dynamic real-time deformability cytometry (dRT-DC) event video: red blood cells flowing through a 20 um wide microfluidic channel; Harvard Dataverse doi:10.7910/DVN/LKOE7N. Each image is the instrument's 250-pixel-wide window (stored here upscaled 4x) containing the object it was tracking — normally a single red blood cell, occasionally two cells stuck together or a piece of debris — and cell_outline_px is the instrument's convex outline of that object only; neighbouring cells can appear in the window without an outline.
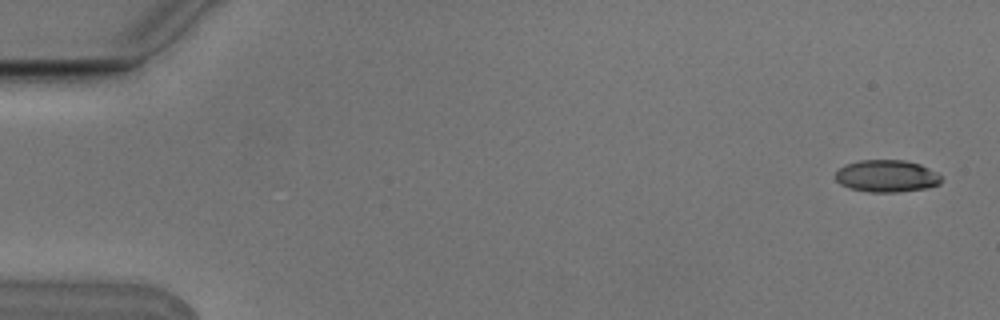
{"species": "Egyptian fruit bat (a non-hibernating species)", "species_latin": "Rousettus aegyptiacus", "temperature_condition": "cold", "stored_images_in_passage": 2, "segment_of_instrument_passage": [2, 2], "camera_frame_rate_fps": 3000, "um_per_image_px": 0.085, "animal": {"sex": "male"}, "frame": {"image": 1, "passage_image": 2, "time_ms": 0.333, "image_size_px": [1000, 320], "cell_outline_px": [[944, 180], [940, 184], [924, 188], [896, 192], [868, 192], [848, 188], [840, 184], [836, 180], [836, 172], [840, 168], [848, 164], [860, 160], [904, 160], [920, 164], [936, 172]], "centroid_in_image_um": [75.37, 14.97], "position_along_channel_um": 9.6, "area_um2": 19.77}}